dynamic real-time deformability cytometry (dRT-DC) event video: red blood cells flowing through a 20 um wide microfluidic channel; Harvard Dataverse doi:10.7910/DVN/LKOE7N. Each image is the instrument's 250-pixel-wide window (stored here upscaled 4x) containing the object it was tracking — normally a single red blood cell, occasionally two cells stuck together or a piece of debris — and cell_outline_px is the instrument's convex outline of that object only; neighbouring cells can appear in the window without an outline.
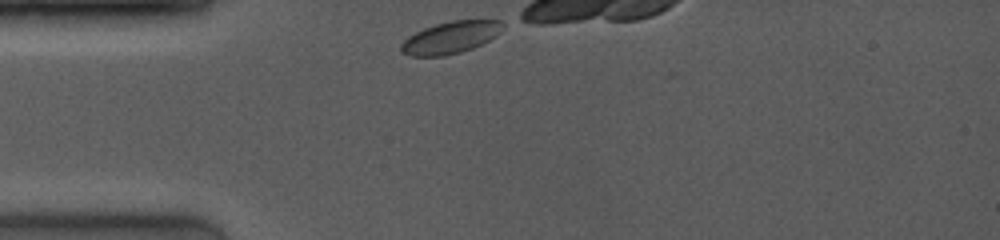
{"species": "common noctule bat (a hibernating species)", "species_latin": "Nyctalus noctula", "temperature_condition": "room temperature", "stored_images_in_passage": 12, "camera_frame_rate_fps": 4000, "um_per_image_px": 0.085, "animal": {"sex": "female", "body_mass_g": 19.0, "forearm_length_mm": 53.3}, "frame": {"image": 1, "passage_image": 1, "time_ms": 0.0, "image_size_px": [1000, 240], "cell_outline_px": [[504, 28], [496, 36], [472, 48], [460, 52], [444, 56], [412, 56], [400, 52], [400, 44], [408, 36], [424, 28], [436, 24], [452, 20], [500, 20], [504, 24]], "centroid_in_image_um": [38.28, 3.18], "position_along_channel_um": 46.7, "area_um2": 18.96}}
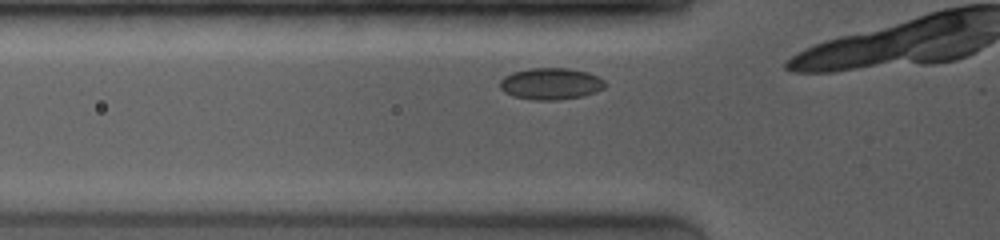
{"frame": {"image": 2, "passage_image": 8, "time_ms": 1.25, "image_size_px": [1000, 240], "cell_outline_px": [[608, 84], [604, 88], [596, 92], [584, 96], [556, 100], [532, 100], [512, 96], [504, 92], [500, 88], [500, 80], [504, 76], [512, 72], [528, 68], [568, 68], [588, 72], [604, 80]], "centroid_in_image_um": [46.82, 7.12], "position_along_channel_um": 79.0, "area_um2": 19.65}}